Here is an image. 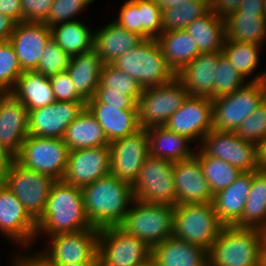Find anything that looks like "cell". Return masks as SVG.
Here are the masks:
<instances>
[{
  "mask_svg": "<svg viewBox=\"0 0 266 266\" xmlns=\"http://www.w3.org/2000/svg\"><path fill=\"white\" fill-rule=\"evenodd\" d=\"M36 224V242L55 234L94 228L86 215L81 188L62 180L52 184L44 212Z\"/></svg>",
  "mask_w": 266,
  "mask_h": 266,
  "instance_id": "1",
  "label": "cell"
},
{
  "mask_svg": "<svg viewBox=\"0 0 266 266\" xmlns=\"http://www.w3.org/2000/svg\"><path fill=\"white\" fill-rule=\"evenodd\" d=\"M81 190L86 215L97 229L118 226L134 200L132 185L111 174Z\"/></svg>",
  "mask_w": 266,
  "mask_h": 266,
  "instance_id": "2",
  "label": "cell"
},
{
  "mask_svg": "<svg viewBox=\"0 0 266 266\" xmlns=\"http://www.w3.org/2000/svg\"><path fill=\"white\" fill-rule=\"evenodd\" d=\"M208 266H262L261 229L223 226L208 250Z\"/></svg>",
  "mask_w": 266,
  "mask_h": 266,
  "instance_id": "3",
  "label": "cell"
},
{
  "mask_svg": "<svg viewBox=\"0 0 266 266\" xmlns=\"http://www.w3.org/2000/svg\"><path fill=\"white\" fill-rule=\"evenodd\" d=\"M112 65L132 76L143 89L166 84L176 77L156 39H143L117 57Z\"/></svg>",
  "mask_w": 266,
  "mask_h": 266,
  "instance_id": "4",
  "label": "cell"
},
{
  "mask_svg": "<svg viewBox=\"0 0 266 266\" xmlns=\"http://www.w3.org/2000/svg\"><path fill=\"white\" fill-rule=\"evenodd\" d=\"M223 226L212 202L174 206L172 236L175 238L185 240L208 251Z\"/></svg>",
  "mask_w": 266,
  "mask_h": 266,
  "instance_id": "5",
  "label": "cell"
},
{
  "mask_svg": "<svg viewBox=\"0 0 266 266\" xmlns=\"http://www.w3.org/2000/svg\"><path fill=\"white\" fill-rule=\"evenodd\" d=\"M173 211L174 207L170 205L146 203L134 199L118 226L152 249L172 237Z\"/></svg>",
  "mask_w": 266,
  "mask_h": 266,
  "instance_id": "6",
  "label": "cell"
},
{
  "mask_svg": "<svg viewBox=\"0 0 266 266\" xmlns=\"http://www.w3.org/2000/svg\"><path fill=\"white\" fill-rule=\"evenodd\" d=\"M266 98L263 81L248 82L235 92L212 99L214 130L235 132Z\"/></svg>",
  "mask_w": 266,
  "mask_h": 266,
  "instance_id": "7",
  "label": "cell"
},
{
  "mask_svg": "<svg viewBox=\"0 0 266 266\" xmlns=\"http://www.w3.org/2000/svg\"><path fill=\"white\" fill-rule=\"evenodd\" d=\"M2 182L37 221L44 212L52 184L51 177L20 165L15 159L2 172Z\"/></svg>",
  "mask_w": 266,
  "mask_h": 266,
  "instance_id": "8",
  "label": "cell"
},
{
  "mask_svg": "<svg viewBox=\"0 0 266 266\" xmlns=\"http://www.w3.org/2000/svg\"><path fill=\"white\" fill-rule=\"evenodd\" d=\"M68 153V147L60 138L28 135L14 159L28 169L59 181L66 170Z\"/></svg>",
  "mask_w": 266,
  "mask_h": 266,
  "instance_id": "9",
  "label": "cell"
},
{
  "mask_svg": "<svg viewBox=\"0 0 266 266\" xmlns=\"http://www.w3.org/2000/svg\"><path fill=\"white\" fill-rule=\"evenodd\" d=\"M188 97V91L175 77L172 81L145 88L137 101L141 129L164 126Z\"/></svg>",
  "mask_w": 266,
  "mask_h": 266,
  "instance_id": "10",
  "label": "cell"
},
{
  "mask_svg": "<svg viewBox=\"0 0 266 266\" xmlns=\"http://www.w3.org/2000/svg\"><path fill=\"white\" fill-rule=\"evenodd\" d=\"M174 163L148 156L132 184L134 199L146 203L176 206Z\"/></svg>",
  "mask_w": 266,
  "mask_h": 266,
  "instance_id": "11",
  "label": "cell"
},
{
  "mask_svg": "<svg viewBox=\"0 0 266 266\" xmlns=\"http://www.w3.org/2000/svg\"><path fill=\"white\" fill-rule=\"evenodd\" d=\"M152 249L119 226L99 229L98 266H138L151 258Z\"/></svg>",
  "mask_w": 266,
  "mask_h": 266,
  "instance_id": "12",
  "label": "cell"
},
{
  "mask_svg": "<svg viewBox=\"0 0 266 266\" xmlns=\"http://www.w3.org/2000/svg\"><path fill=\"white\" fill-rule=\"evenodd\" d=\"M206 155L220 158L242 172L260 170L258 145L235 132L211 129L198 146Z\"/></svg>",
  "mask_w": 266,
  "mask_h": 266,
  "instance_id": "13",
  "label": "cell"
},
{
  "mask_svg": "<svg viewBox=\"0 0 266 266\" xmlns=\"http://www.w3.org/2000/svg\"><path fill=\"white\" fill-rule=\"evenodd\" d=\"M98 238L97 228L55 234L47 237L48 245L39 251L53 264L98 262Z\"/></svg>",
  "mask_w": 266,
  "mask_h": 266,
  "instance_id": "14",
  "label": "cell"
},
{
  "mask_svg": "<svg viewBox=\"0 0 266 266\" xmlns=\"http://www.w3.org/2000/svg\"><path fill=\"white\" fill-rule=\"evenodd\" d=\"M37 233L36 221L25 210L15 194L0 183V234L18 248L34 246ZM15 243V244H14Z\"/></svg>",
  "mask_w": 266,
  "mask_h": 266,
  "instance_id": "15",
  "label": "cell"
},
{
  "mask_svg": "<svg viewBox=\"0 0 266 266\" xmlns=\"http://www.w3.org/2000/svg\"><path fill=\"white\" fill-rule=\"evenodd\" d=\"M109 149L110 174L132 185L149 156L147 129L110 142Z\"/></svg>",
  "mask_w": 266,
  "mask_h": 266,
  "instance_id": "16",
  "label": "cell"
},
{
  "mask_svg": "<svg viewBox=\"0 0 266 266\" xmlns=\"http://www.w3.org/2000/svg\"><path fill=\"white\" fill-rule=\"evenodd\" d=\"M164 126L199 146L203 137L213 129L212 100L188 95L182 106L170 116Z\"/></svg>",
  "mask_w": 266,
  "mask_h": 266,
  "instance_id": "17",
  "label": "cell"
},
{
  "mask_svg": "<svg viewBox=\"0 0 266 266\" xmlns=\"http://www.w3.org/2000/svg\"><path fill=\"white\" fill-rule=\"evenodd\" d=\"M109 146L71 150L62 181L82 188L110 174Z\"/></svg>",
  "mask_w": 266,
  "mask_h": 266,
  "instance_id": "18",
  "label": "cell"
},
{
  "mask_svg": "<svg viewBox=\"0 0 266 266\" xmlns=\"http://www.w3.org/2000/svg\"><path fill=\"white\" fill-rule=\"evenodd\" d=\"M86 107V102L53 103L29 111L28 135L44 138H63L67 127Z\"/></svg>",
  "mask_w": 266,
  "mask_h": 266,
  "instance_id": "19",
  "label": "cell"
},
{
  "mask_svg": "<svg viewBox=\"0 0 266 266\" xmlns=\"http://www.w3.org/2000/svg\"><path fill=\"white\" fill-rule=\"evenodd\" d=\"M51 37V28L44 22L16 23L9 41L23 71L37 69L43 49Z\"/></svg>",
  "mask_w": 266,
  "mask_h": 266,
  "instance_id": "20",
  "label": "cell"
},
{
  "mask_svg": "<svg viewBox=\"0 0 266 266\" xmlns=\"http://www.w3.org/2000/svg\"><path fill=\"white\" fill-rule=\"evenodd\" d=\"M173 178L177 204L213 201V194L203 174L200 161L195 156L174 162Z\"/></svg>",
  "mask_w": 266,
  "mask_h": 266,
  "instance_id": "21",
  "label": "cell"
},
{
  "mask_svg": "<svg viewBox=\"0 0 266 266\" xmlns=\"http://www.w3.org/2000/svg\"><path fill=\"white\" fill-rule=\"evenodd\" d=\"M28 109L10 92L0 95V142L14 156L28 136Z\"/></svg>",
  "mask_w": 266,
  "mask_h": 266,
  "instance_id": "22",
  "label": "cell"
},
{
  "mask_svg": "<svg viewBox=\"0 0 266 266\" xmlns=\"http://www.w3.org/2000/svg\"><path fill=\"white\" fill-rule=\"evenodd\" d=\"M222 55V51L199 53L176 74L189 96L215 99V68Z\"/></svg>",
  "mask_w": 266,
  "mask_h": 266,
  "instance_id": "23",
  "label": "cell"
},
{
  "mask_svg": "<svg viewBox=\"0 0 266 266\" xmlns=\"http://www.w3.org/2000/svg\"><path fill=\"white\" fill-rule=\"evenodd\" d=\"M86 108L101 125L109 142L137 133L141 127L138 109H120L101 102H86Z\"/></svg>",
  "mask_w": 266,
  "mask_h": 266,
  "instance_id": "24",
  "label": "cell"
},
{
  "mask_svg": "<svg viewBox=\"0 0 266 266\" xmlns=\"http://www.w3.org/2000/svg\"><path fill=\"white\" fill-rule=\"evenodd\" d=\"M253 172H242L227 188L213 195V207L224 226H234L242 217L250 193Z\"/></svg>",
  "mask_w": 266,
  "mask_h": 266,
  "instance_id": "25",
  "label": "cell"
},
{
  "mask_svg": "<svg viewBox=\"0 0 266 266\" xmlns=\"http://www.w3.org/2000/svg\"><path fill=\"white\" fill-rule=\"evenodd\" d=\"M157 266H208V251L175 237H169L152 248Z\"/></svg>",
  "mask_w": 266,
  "mask_h": 266,
  "instance_id": "26",
  "label": "cell"
},
{
  "mask_svg": "<svg viewBox=\"0 0 266 266\" xmlns=\"http://www.w3.org/2000/svg\"><path fill=\"white\" fill-rule=\"evenodd\" d=\"M103 28L94 30V49L103 64H112L125 52L143 41L139 35L128 31L111 20Z\"/></svg>",
  "mask_w": 266,
  "mask_h": 266,
  "instance_id": "27",
  "label": "cell"
},
{
  "mask_svg": "<svg viewBox=\"0 0 266 266\" xmlns=\"http://www.w3.org/2000/svg\"><path fill=\"white\" fill-rule=\"evenodd\" d=\"M102 66L103 61L94 48L71 56L66 71L73 82L74 88L85 101L94 97L100 82Z\"/></svg>",
  "mask_w": 266,
  "mask_h": 266,
  "instance_id": "28",
  "label": "cell"
},
{
  "mask_svg": "<svg viewBox=\"0 0 266 266\" xmlns=\"http://www.w3.org/2000/svg\"><path fill=\"white\" fill-rule=\"evenodd\" d=\"M149 155L171 162H179L195 155L193 142L183 135L169 131L165 126L147 129Z\"/></svg>",
  "mask_w": 266,
  "mask_h": 266,
  "instance_id": "29",
  "label": "cell"
},
{
  "mask_svg": "<svg viewBox=\"0 0 266 266\" xmlns=\"http://www.w3.org/2000/svg\"><path fill=\"white\" fill-rule=\"evenodd\" d=\"M10 93L28 109V112L56 101L49 77L35 70L24 71Z\"/></svg>",
  "mask_w": 266,
  "mask_h": 266,
  "instance_id": "30",
  "label": "cell"
},
{
  "mask_svg": "<svg viewBox=\"0 0 266 266\" xmlns=\"http://www.w3.org/2000/svg\"><path fill=\"white\" fill-rule=\"evenodd\" d=\"M224 20L227 40L266 45L264 12H242L237 9Z\"/></svg>",
  "mask_w": 266,
  "mask_h": 266,
  "instance_id": "31",
  "label": "cell"
},
{
  "mask_svg": "<svg viewBox=\"0 0 266 266\" xmlns=\"http://www.w3.org/2000/svg\"><path fill=\"white\" fill-rule=\"evenodd\" d=\"M62 140L69 151L110 144L101 125L86 107L67 127Z\"/></svg>",
  "mask_w": 266,
  "mask_h": 266,
  "instance_id": "32",
  "label": "cell"
},
{
  "mask_svg": "<svg viewBox=\"0 0 266 266\" xmlns=\"http://www.w3.org/2000/svg\"><path fill=\"white\" fill-rule=\"evenodd\" d=\"M156 40L175 74L200 53L197 43L185 29L161 33Z\"/></svg>",
  "mask_w": 266,
  "mask_h": 266,
  "instance_id": "33",
  "label": "cell"
},
{
  "mask_svg": "<svg viewBox=\"0 0 266 266\" xmlns=\"http://www.w3.org/2000/svg\"><path fill=\"white\" fill-rule=\"evenodd\" d=\"M263 45L225 40L223 55L248 82L264 81L266 69L258 73Z\"/></svg>",
  "mask_w": 266,
  "mask_h": 266,
  "instance_id": "34",
  "label": "cell"
},
{
  "mask_svg": "<svg viewBox=\"0 0 266 266\" xmlns=\"http://www.w3.org/2000/svg\"><path fill=\"white\" fill-rule=\"evenodd\" d=\"M185 30L197 43L200 53L222 51L226 40L225 20L213 11L195 19Z\"/></svg>",
  "mask_w": 266,
  "mask_h": 266,
  "instance_id": "35",
  "label": "cell"
},
{
  "mask_svg": "<svg viewBox=\"0 0 266 266\" xmlns=\"http://www.w3.org/2000/svg\"><path fill=\"white\" fill-rule=\"evenodd\" d=\"M84 21L64 22L51 27L52 38L70 56L94 48V29Z\"/></svg>",
  "mask_w": 266,
  "mask_h": 266,
  "instance_id": "36",
  "label": "cell"
},
{
  "mask_svg": "<svg viewBox=\"0 0 266 266\" xmlns=\"http://www.w3.org/2000/svg\"><path fill=\"white\" fill-rule=\"evenodd\" d=\"M236 227L266 228V170L253 171L250 193Z\"/></svg>",
  "mask_w": 266,
  "mask_h": 266,
  "instance_id": "37",
  "label": "cell"
},
{
  "mask_svg": "<svg viewBox=\"0 0 266 266\" xmlns=\"http://www.w3.org/2000/svg\"><path fill=\"white\" fill-rule=\"evenodd\" d=\"M195 148L194 156L200 161L213 195L230 186L241 175L242 171L237 167L220 158L206 155L198 146Z\"/></svg>",
  "mask_w": 266,
  "mask_h": 266,
  "instance_id": "38",
  "label": "cell"
},
{
  "mask_svg": "<svg viewBox=\"0 0 266 266\" xmlns=\"http://www.w3.org/2000/svg\"><path fill=\"white\" fill-rule=\"evenodd\" d=\"M209 0L190 1L162 10V33L185 29L195 19L205 15Z\"/></svg>",
  "mask_w": 266,
  "mask_h": 266,
  "instance_id": "39",
  "label": "cell"
},
{
  "mask_svg": "<svg viewBox=\"0 0 266 266\" xmlns=\"http://www.w3.org/2000/svg\"><path fill=\"white\" fill-rule=\"evenodd\" d=\"M99 85L107 92L129 95L136 102L143 91V88L132 76L112 64H103Z\"/></svg>",
  "mask_w": 266,
  "mask_h": 266,
  "instance_id": "40",
  "label": "cell"
},
{
  "mask_svg": "<svg viewBox=\"0 0 266 266\" xmlns=\"http://www.w3.org/2000/svg\"><path fill=\"white\" fill-rule=\"evenodd\" d=\"M23 72L12 43L0 41V88L10 92Z\"/></svg>",
  "mask_w": 266,
  "mask_h": 266,
  "instance_id": "41",
  "label": "cell"
},
{
  "mask_svg": "<svg viewBox=\"0 0 266 266\" xmlns=\"http://www.w3.org/2000/svg\"><path fill=\"white\" fill-rule=\"evenodd\" d=\"M247 83L248 81L222 55L215 68V99L229 95Z\"/></svg>",
  "mask_w": 266,
  "mask_h": 266,
  "instance_id": "42",
  "label": "cell"
},
{
  "mask_svg": "<svg viewBox=\"0 0 266 266\" xmlns=\"http://www.w3.org/2000/svg\"><path fill=\"white\" fill-rule=\"evenodd\" d=\"M71 56L67 54L51 37L41 54L35 71L45 76H52L64 72L69 67Z\"/></svg>",
  "mask_w": 266,
  "mask_h": 266,
  "instance_id": "43",
  "label": "cell"
},
{
  "mask_svg": "<svg viewBox=\"0 0 266 266\" xmlns=\"http://www.w3.org/2000/svg\"><path fill=\"white\" fill-rule=\"evenodd\" d=\"M95 0H54L50 8L48 18L44 23L53 27L64 22L79 20L76 16L92 4Z\"/></svg>",
  "mask_w": 266,
  "mask_h": 266,
  "instance_id": "44",
  "label": "cell"
},
{
  "mask_svg": "<svg viewBox=\"0 0 266 266\" xmlns=\"http://www.w3.org/2000/svg\"><path fill=\"white\" fill-rule=\"evenodd\" d=\"M140 37L157 39L162 33V9L156 0H139Z\"/></svg>",
  "mask_w": 266,
  "mask_h": 266,
  "instance_id": "45",
  "label": "cell"
},
{
  "mask_svg": "<svg viewBox=\"0 0 266 266\" xmlns=\"http://www.w3.org/2000/svg\"><path fill=\"white\" fill-rule=\"evenodd\" d=\"M243 140L259 145L266 137V98L235 131Z\"/></svg>",
  "mask_w": 266,
  "mask_h": 266,
  "instance_id": "46",
  "label": "cell"
},
{
  "mask_svg": "<svg viewBox=\"0 0 266 266\" xmlns=\"http://www.w3.org/2000/svg\"><path fill=\"white\" fill-rule=\"evenodd\" d=\"M56 101L86 102L76 91L67 71L49 77Z\"/></svg>",
  "mask_w": 266,
  "mask_h": 266,
  "instance_id": "47",
  "label": "cell"
},
{
  "mask_svg": "<svg viewBox=\"0 0 266 266\" xmlns=\"http://www.w3.org/2000/svg\"><path fill=\"white\" fill-rule=\"evenodd\" d=\"M117 19L114 18L119 26L140 36V12L139 0H125L119 9Z\"/></svg>",
  "mask_w": 266,
  "mask_h": 266,
  "instance_id": "48",
  "label": "cell"
},
{
  "mask_svg": "<svg viewBox=\"0 0 266 266\" xmlns=\"http://www.w3.org/2000/svg\"><path fill=\"white\" fill-rule=\"evenodd\" d=\"M54 0H21L22 22H44Z\"/></svg>",
  "mask_w": 266,
  "mask_h": 266,
  "instance_id": "49",
  "label": "cell"
},
{
  "mask_svg": "<svg viewBox=\"0 0 266 266\" xmlns=\"http://www.w3.org/2000/svg\"><path fill=\"white\" fill-rule=\"evenodd\" d=\"M86 102H101L110 106H120V109H138L137 102L131 96L124 95V93L107 92L100 85L96 88L94 97Z\"/></svg>",
  "mask_w": 266,
  "mask_h": 266,
  "instance_id": "50",
  "label": "cell"
},
{
  "mask_svg": "<svg viewBox=\"0 0 266 266\" xmlns=\"http://www.w3.org/2000/svg\"><path fill=\"white\" fill-rule=\"evenodd\" d=\"M24 250V252L22 251ZM30 248H20L19 254H15L12 258L20 266H54L40 251L30 252ZM22 251V252H21ZM28 251V252H27ZM30 252V253H29ZM17 255V256H16Z\"/></svg>",
  "mask_w": 266,
  "mask_h": 266,
  "instance_id": "51",
  "label": "cell"
},
{
  "mask_svg": "<svg viewBox=\"0 0 266 266\" xmlns=\"http://www.w3.org/2000/svg\"><path fill=\"white\" fill-rule=\"evenodd\" d=\"M243 0H209V8L218 17L226 18L236 11Z\"/></svg>",
  "mask_w": 266,
  "mask_h": 266,
  "instance_id": "52",
  "label": "cell"
},
{
  "mask_svg": "<svg viewBox=\"0 0 266 266\" xmlns=\"http://www.w3.org/2000/svg\"><path fill=\"white\" fill-rule=\"evenodd\" d=\"M0 12L16 23L22 22L21 0H0Z\"/></svg>",
  "mask_w": 266,
  "mask_h": 266,
  "instance_id": "53",
  "label": "cell"
},
{
  "mask_svg": "<svg viewBox=\"0 0 266 266\" xmlns=\"http://www.w3.org/2000/svg\"><path fill=\"white\" fill-rule=\"evenodd\" d=\"M16 22L0 12V41L10 40Z\"/></svg>",
  "mask_w": 266,
  "mask_h": 266,
  "instance_id": "54",
  "label": "cell"
},
{
  "mask_svg": "<svg viewBox=\"0 0 266 266\" xmlns=\"http://www.w3.org/2000/svg\"><path fill=\"white\" fill-rule=\"evenodd\" d=\"M238 9L242 12H264V0H243Z\"/></svg>",
  "mask_w": 266,
  "mask_h": 266,
  "instance_id": "55",
  "label": "cell"
},
{
  "mask_svg": "<svg viewBox=\"0 0 266 266\" xmlns=\"http://www.w3.org/2000/svg\"><path fill=\"white\" fill-rule=\"evenodd\" d=\"M14 161V155L0 142V170L3 172Z\"/></svg>",
  "mask_w": 266,
  "mask_h": 266,
  "instance_id": "56",
  "label": "cell"
},
{
  "mask_svg": "<svg viewBox=\"0 0 266 266\" xmlns=\"http://www.w3.org/2000/svg\"><path fill=\"white\" fill-rule=\"evenodd\" d=\"M260 169L266 170V137L258 145Z\"/></svg>",
  "mask_w": 266,
  "mask_h": 266,
  "instance_id": "57",
  "label": "cell"
},
{
  "mask_svg": "<svg viewBox=\"0 0 266 266\" xmlns=\"http://www.w3.org/2000/svg\"><path fill=\"white\" fill-rule=\"evenodd\" d=\"M190 1H201V0H156L157 4L161 7L162 10Z\"/></svg>",
  "mask_w": 266,
  "mask_h": 266,
  "instance_id": "58",
  "label": "cell"
},
{
  "mask_svg": "<svg viewBox=\"0 0 266 266\" xmlns=\"http://www.w3.org/2000/svg\"><path fill=\"white\" fill-rule=\"evenodd\" d=\"M262 234V261H266V228L261 229Z\"/></svg>",
  "mask_w": 266,
  "mask_h": 266,
  "instance_id": "59",
  "label": "cell"
},
{
  "mask_svg": "<svg viewBox=\"0 0 266 266\" xmlns=\"http://www.w3.org/2000/svg\"><path fill=\"white\" fill-rule=\"evenodd\" d=\"M54 266H98V262H84L75 264H53Z\"/></svg>",
  "mask_w": 266,
  "mask_h": 266,
  "instance_id": "60",
  "label": "cell"
},
{
  "mask_svg": "<svg viewBox=\"0 0 266 266\" xmlns=\"http://www.w3.org/2000/svg\"><path fill=\"white\" fill-rule=\"evenodd\" d=\"M138 266H157L154 259L151 257L147 261L143 262L142 264H139Z\"/></svg>",
  "mask_w": 266,
  "mask_h": 266,
  "instance_id": "61",
  "label": "cell"
},
{
  "mask_svg": "<svg viewBox=\"0 0 266 266\" xmlns=\"http://www.w3.org/2000/svg\"><path fill=\"white\" fill-rule=\"evenodd\" d=\"M12 259V262L11 263V266H20L13 258Z\"/></svg>",
  "mask_w": 266,
  "mask_h": 266,
  "instance_id": "62",
  "label": "cell"
},
{
  "mask_svg": "<svg viewBox=\"0 0 266 266\" xmlns=\"http://www.w3.org/2000/svg\"><path fill=\"white\" fill-rule=\"evenodd\" d=\"M264 17L266 19V0H264Z\"/></svg>",
  "mask_w": 266,
  "mask_h": 266,
  "instance_id": "63",
  "label": "cell"
},
{
  "mask_svg": "<svg viewBox=\"0 0 266 266\" xmlns=\"http://www.w3.org/2000/svg\"><path fill=\"white\" fill-rule=\"evenodd\" d=\"M2 182V171L0 170V183Z\"/></svg>",
  "mask_w": 266,
  "mask_h": 266,
  "instance_id": "64",
  "label": "cell"
},
{
  "mask_svg": "<svg viewBox=\"0 0 266 266\" xmlns=\"http://www.w3.org/2000/svg\"><path fill=\"white\" fill-rule=\"evenodd\" d=\"M5 92L0 88V95L4 94Z\"/></svg>",
  "mask_w": 266,
  "mask_h": 266,
  "instance_id": "65",
  "label": "cell"
},
{
  "mask_svg": "<svg viewBox=\"0 0 266 266\" xmlns=\"http://www.w3.org/2000/svg\"><path fill=\"white\" fill-rule=\"evenodd\" d=\"M262 266H266V261H262Z\"/></svg>",
  "mask_w": 266,
  "mask_h": 266,
  "instance_id": "66",
  "label": "cell"
},
{
  "mask_svg": "<svg viewBox=\"0 0 266 266\" xmlns=\"http://www.w3.org/2000/svg\"><path fill=\"white\" fill-rule=\"evenodd\" d=\"M263 82H264V84H265V87H266V77H265V79H264V81H263Z\"/></svg>",
  "mask_w": 266,
  "mask_h": 266,
  "instance_id": "67",
  "label": "cell"
}]
</instances>
